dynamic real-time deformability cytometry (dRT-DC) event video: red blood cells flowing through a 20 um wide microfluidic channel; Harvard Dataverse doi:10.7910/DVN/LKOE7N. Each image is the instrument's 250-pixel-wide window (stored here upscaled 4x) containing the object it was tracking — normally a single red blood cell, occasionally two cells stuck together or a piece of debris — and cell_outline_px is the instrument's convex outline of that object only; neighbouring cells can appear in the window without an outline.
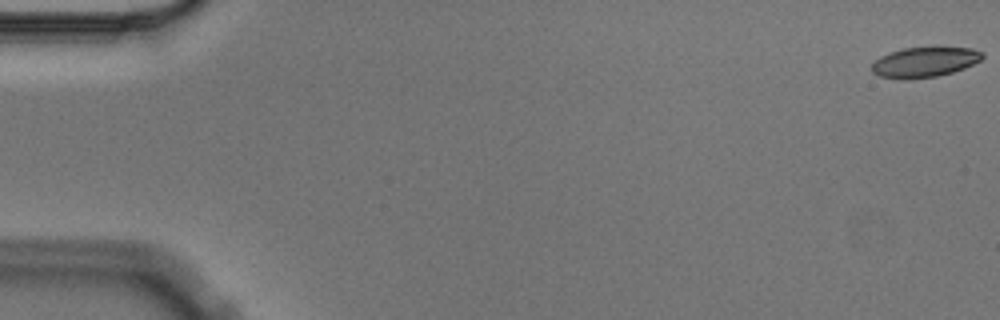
{"species": "Egyptian fruit bat (a non-hibernating species)", "species_latin": "Rousettus aegyptiacus", "temperature_condition": "cold", "stored_images_in_passage": 9, "camera_frame_rate_fps": 3000, "um_per_image_px": 0.085, "animal": {"sex": "male"}, "frame": {"image": 1, "passage_image": 1, "time_ms": 0.0, "image_size_px": [1000, 320], "cell_outline_px": [[984, 56], [980, 60], [964, 68], [952, 72], [936, 76], [908, 80], [904, 80], [880, 76], [872, 72], [872, 64], [880, 56], [888, 52], [904, 48], [972, 48], [984, 52]], "centroid_in_image_um": [78.56, 5.29], "position_along_channel_um": 6.4, "area_um2": 19.31}}
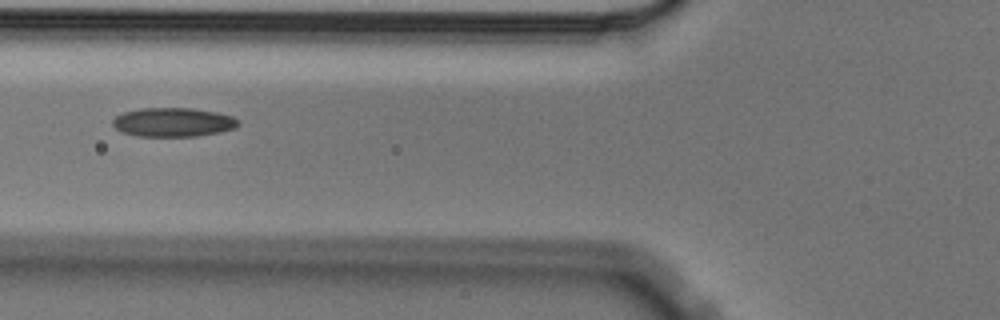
{"frame": {"image": 2, "passage_image": 7, "time_ms": 2.0, "image_size_px": [1000, 320], "cell_outline_px": [[240, 124], [236, 128], [220, 132], [196, 136], [136, 136], [120, 132], [112, 124], [112, 120], [116, 116], [124, 112], [140, 108], [192, 108], [216, 112], [232, 116], [240, 120]], "centroid_in_image_um": [14.73, 10.39], "position_along_channel_um": 111.1, "area_um2": 21.39}}
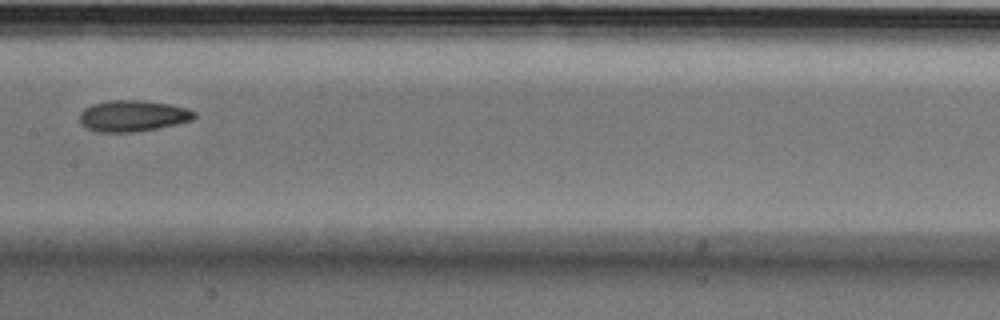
{"frame": {"image": 3, "passage_image": 9, "time_ms": 2.667, "image_size_px": [1000, 320], "cell_outline_px": [[196, 116], [192, 120], [176, 124], [136, 132], [96, 132], [80, 124], [80, 112], [84, 108], [92, 104], [108, 100], [144, 100], [172, 104], [188, 108], [196, 112]], "centroid_in_image_um": [11.29, 9.84], "position_along_channel_um": 196.1, "area_um2": 21.1}}